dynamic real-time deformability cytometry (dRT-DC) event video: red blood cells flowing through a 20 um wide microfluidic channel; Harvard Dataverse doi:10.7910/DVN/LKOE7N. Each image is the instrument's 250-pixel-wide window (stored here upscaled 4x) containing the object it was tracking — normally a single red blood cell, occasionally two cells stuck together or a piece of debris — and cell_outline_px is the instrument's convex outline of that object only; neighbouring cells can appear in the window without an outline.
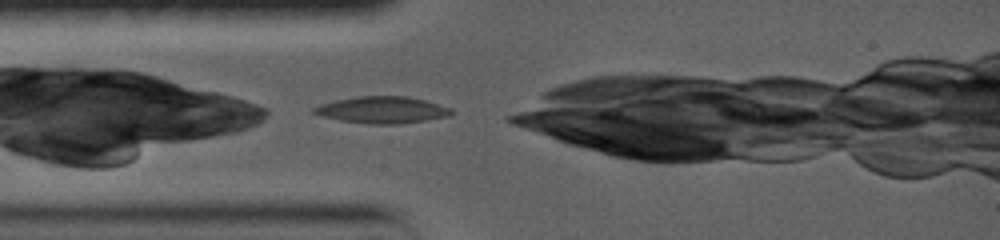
{"species": "common noctule bat (a hibernating species)", "species_latin": "Nyctalus noctula", "temperature_condition": "warm", "stored_images_in_passage": 6, "camera_frame_rate_fps": 5000, "um_per_image_px": 0.085, "animal": {"sex": "female", "body_mass_g": 19.0, "forearm_length_mm": 56.7}, "frame": {"image": 1, "passage_image": 1, "time_ms": 0.0, "image_size_px": [1000, 240], "cell_outline_px": [[452, 116], [400, 124], [368, 124], [340, 120], [324, 116], [312, 112], [312, 108], [320, 104], [336, 100], [356, 96], [408, 96], [424, 100], [452, 108]], "centroid_in_image_um": [32.51, 9.34], "position_along_channel_um": 52.5, "area_um2": 21.44}}
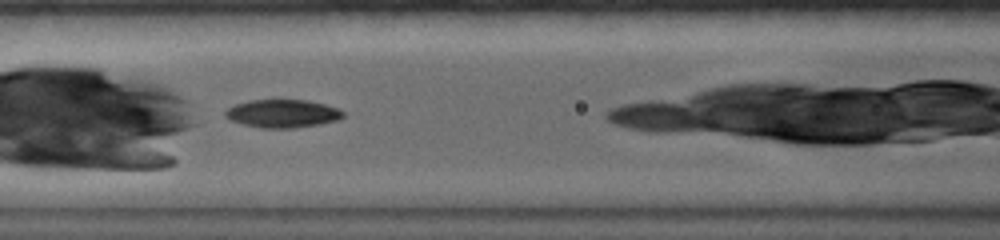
{"frame": {"image": 2, "passage_image": 6, "time_ms": 2.4, "image_size_px": [1000, 240], "cell_outline_px": [[344, 116], [336, 120], [316, 124], [292, 128], [260, 128], [244, 124], [232, 120], [224, 112], [228, 108], [236, 104], [248, 100], [272, 96], [280, 96], [308, 100], [340, 108], [344, 112]], "centroid_in_image_um": [24.01, 9.58], "position_along_channel_um": 142.6, "area_um2": 20.0}}